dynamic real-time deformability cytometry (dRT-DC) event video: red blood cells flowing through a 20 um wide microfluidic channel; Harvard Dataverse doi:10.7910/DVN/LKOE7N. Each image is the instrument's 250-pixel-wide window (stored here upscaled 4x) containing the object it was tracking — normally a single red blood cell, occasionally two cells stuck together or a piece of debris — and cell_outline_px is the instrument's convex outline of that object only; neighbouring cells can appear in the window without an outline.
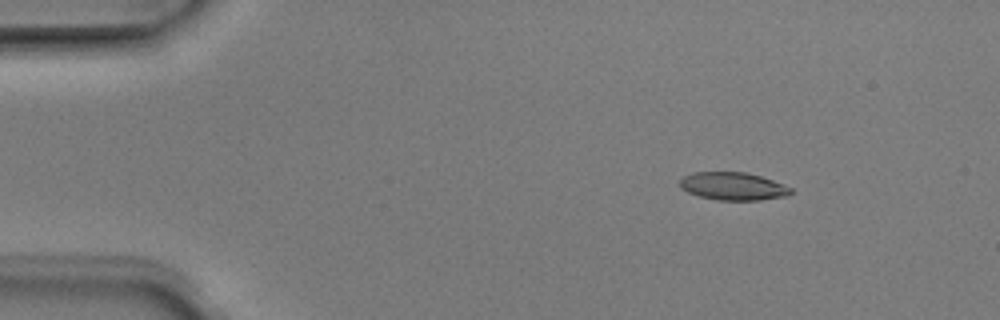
{"species": "Egyptian fruit bat (a non-hibernating species)", "species_latin": "Rousettus aegyptiacus", "temperature_condition": "room temperature", "stored_images_in_passage": 4, "camera_frame_rate_fps": 3000, "um_per_image_px": 0.085, "animal": {"sex": "male"}, "frame": {"image": 1, "passage_image": 1, "time_ms": 0.0, "image_size_px": [1000, 320], "cell_outline_px": [[792, 192], [788, 196], [760, 200], [716, 200], [700, 196], [688, 192], [680, 188], [680, 180], [684, 176], [692, 172], [744, 172], [760, 176], [772, 180], [792, 188]], "centroid_in_image_um": [62.3, 15.83], "position_along_channel_um": 22.7, "area_um2": 17.98}}
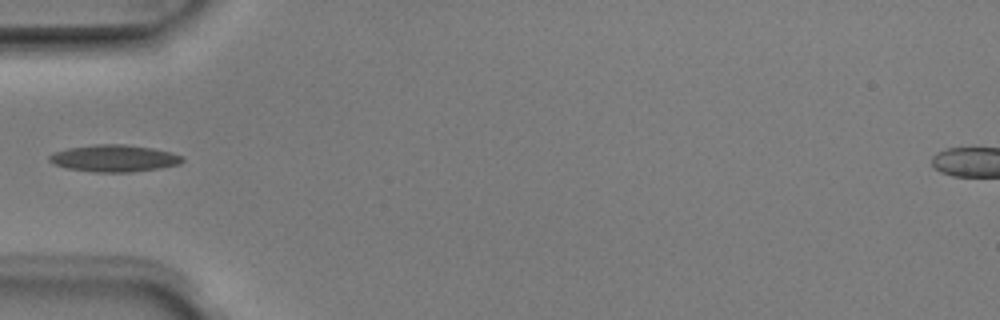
{"frame": {"image": 2, "passage_image": 4, "time_ms": 1.0, "image_size_px": [1000, 320], "cell_outline_px": [[184, 160], [180, 164], [160, 168], [132, 172], [92, 172], [68, 168], [52, 164], [48, 160], [48, 156], [52, 152], [68, 148], [96, 144], [124, 144], [152, 148], [172, 152], [184, 156]], "centroid_in_image_um": [9.7, 13.45], "position_along_channel_um": 75.3, "area_um2": 21.1}}